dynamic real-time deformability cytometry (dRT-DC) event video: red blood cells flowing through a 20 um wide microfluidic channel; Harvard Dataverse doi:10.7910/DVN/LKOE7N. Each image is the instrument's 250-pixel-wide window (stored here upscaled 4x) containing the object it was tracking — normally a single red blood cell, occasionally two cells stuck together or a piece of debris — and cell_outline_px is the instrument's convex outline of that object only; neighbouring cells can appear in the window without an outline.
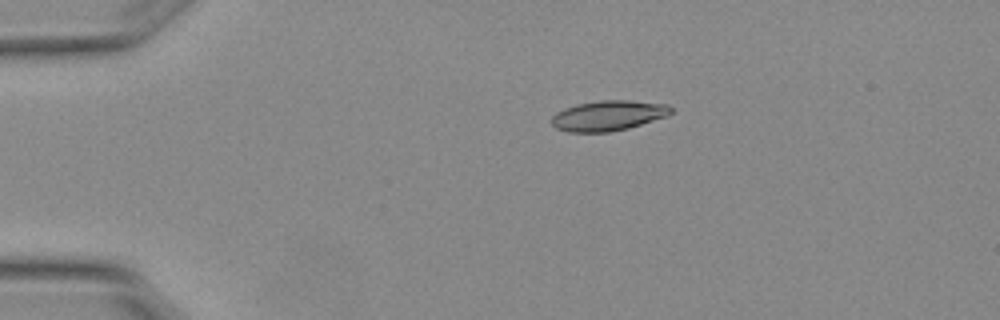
{"species": "Egyptian fruit bat (a non-hibernating species)", "species_latin": "Rousettus aegyptiacus", "temperature_condition": "warm", "stored_images_in_passage": 2, "camera_frame_rate_fps": 3000, "um_per_image_px": 0.085, "animal": {"sex": "female"}, "frame": {"image": 1, "passage_image": 1, "time_ms": 0.0, "image_size_px": [1000, 320], "cell_outline_px": [[672, 112], [668, 116], [628, 128], [608, 132], [568, 132], [556, 128], [552, 124], [552, 116], [556, 112], [564, 108], [576, 104], [600, 100], [628, 100], [668, 104], [672, 108]], "centroid_in_image_um": [51.7, 9.82], "position_along_channel_um": 33.3, "area_um2": 21.1}}